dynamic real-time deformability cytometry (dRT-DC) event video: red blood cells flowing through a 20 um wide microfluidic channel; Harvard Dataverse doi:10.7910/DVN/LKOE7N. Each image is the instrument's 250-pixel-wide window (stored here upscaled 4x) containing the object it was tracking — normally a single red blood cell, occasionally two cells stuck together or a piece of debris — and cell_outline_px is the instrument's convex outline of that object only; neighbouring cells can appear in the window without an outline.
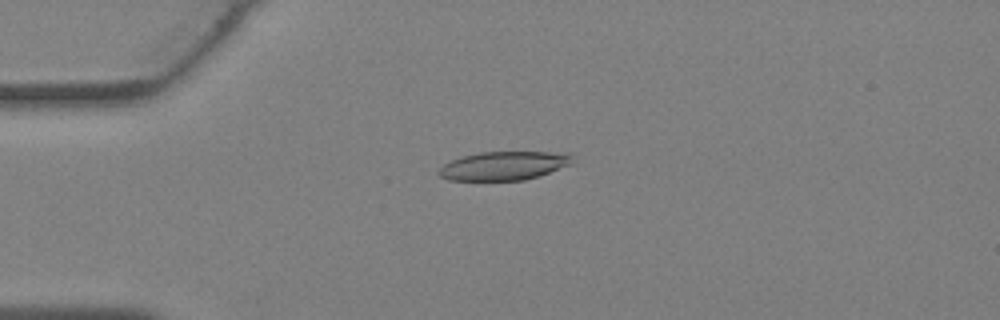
{"species": "Egyptian fruit bat (a non-hibernating species)", "species_latin": "Rousettus aegyptiacus", "temperature_condition": "warm", "stored_images_in_passage": 37, "camera_frame_rate_fps": 3000, "um_per_image_px": 0.085, "animal": {"sex": "female"}, "frame": {"image": 1, "passage_image": 9, "time_ms": 2.667, "image_size_px": [1000, 320], "cell_outline_px": [[572, 164], [540, 176], [524, 180], [448, 180], [440, 176], [436, 172], [444, 164], [452, 160], [464, 156], [480, 152], [568, 152], [572, 156]], "centroid_in_image_um": [42.86, 14.09], "position_along_channel_um": 42.1, "area_um2": 22.37}}
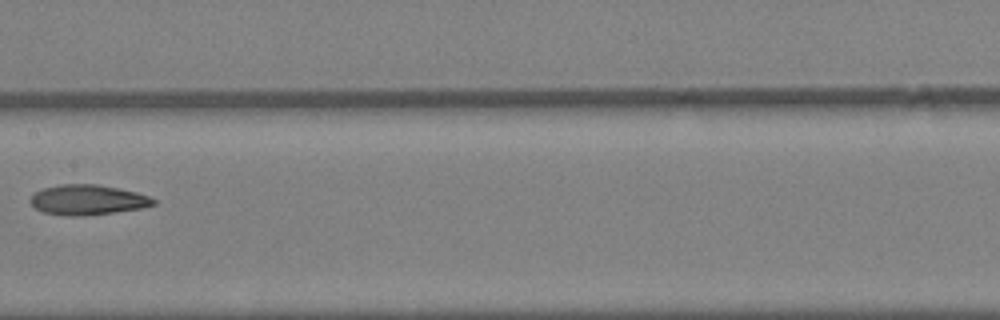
{"frame": {"image": 2, "passage_image": 19, "time_ms": 6.0, "image_size_px": [1000, 320], "cell_outline_px": [[156, 204], [140, 208], [112, 212], [80, 216], [64, 216], [44, 212], [36, 208], [28, 200], [36, 192], [44, 188], [60, 184], [96, 184], [136, 192], [148, 196], [156, 200]], "centroid_in_image_um": [7.43, 16.98], "position_along_channel_um": 200.0, "area_um2": 21.33}}
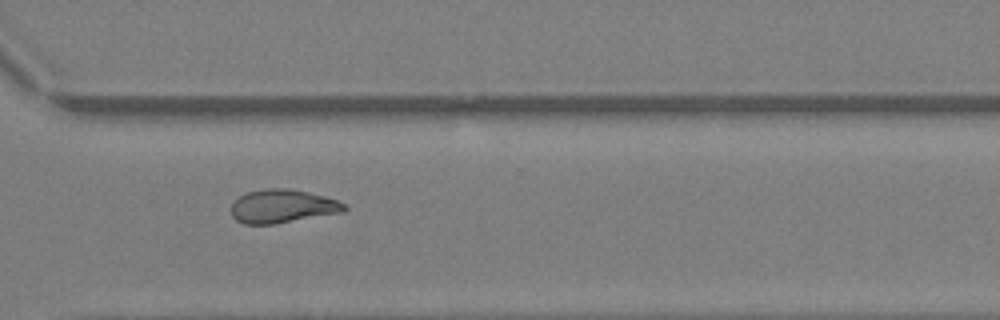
{"frame": {"image": 3, "passage_image": 27, "time_ms": 8.667, "image_size_px": [1000, 320], "cell_outline_px": [[348, 208], [344, 212], [272, 224], [244, 224], [236, 220], [232, 216], [232, 204], [240, 196], [248, 192], [268, 188], [288, 188], [308, 192], [324, 196], [336, 200], [344, 204]], "centroid_in_image_um": [24.01, 17.53], "position_along_channel_um": 346.6, "area_um2": 21.85}}